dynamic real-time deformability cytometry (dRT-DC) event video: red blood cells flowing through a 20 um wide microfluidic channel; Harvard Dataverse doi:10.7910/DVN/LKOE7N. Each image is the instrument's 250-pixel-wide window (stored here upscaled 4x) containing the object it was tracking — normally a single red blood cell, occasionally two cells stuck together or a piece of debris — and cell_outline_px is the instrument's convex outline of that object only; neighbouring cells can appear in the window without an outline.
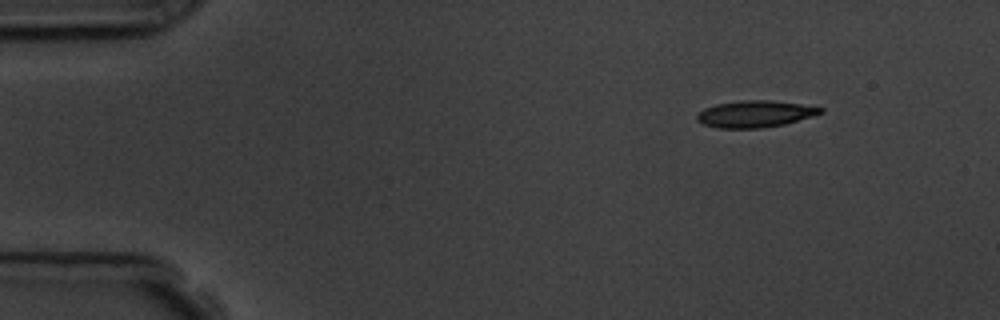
{"species": "common noctule bat (a hibernating species)", "species_latin": "Nyctalus noctula", "temperature_condition": "room temperature", "stored_images_in_passage": 51, "camera_frame_rate_fps": 3000, "um_per_image_px": 0.085, "animal": {"sex": "male", "body_mass_g": 19.5, "forearm_length_mm": 54.6}, "frame": {"image": 1, "passage_image": 2, "time_ms": 0.333, "image_size_px": [1000, 320], "cell_outline_px": [[824, 112], [812, 116], [784, 124], [760, 128], [716, 128], [704, 124], [696, 120], [696, 116], [704, 108], [716, 104], [740, 100], [768, 100], [800, 104], [824, 108]], "centroid_in_image_um": [64.16, 9.68], "position_along_channel_um": 20.8, "area_um2": 19.13}}
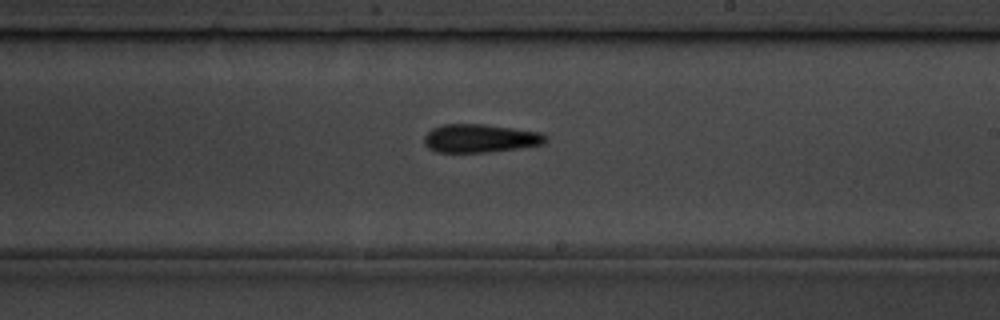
{"frame": {"image": 2, "passage_image": 28, "time_ms": 9.0, "image_size_px": [1000, 320], "cell_outline_px": [[548, 140], [544, 144], [488, 152], [436, 152], [428, 148], [424, 144], [424, 136], [432, 128], [444, 124], [484, 124], [540, 132], [548, 136]], "centroid_in_image_um": [40.8, 11.75], "position_along_channel_um": 248.2, "area_um2": 20.06}}
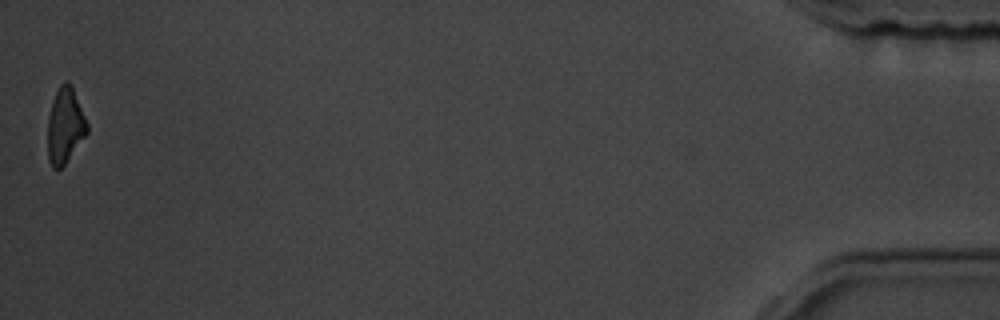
{"frame": {"image": 3, "passage_image": 51, "time_ms": 16.667, "image_size_px": [1000, 320], "cell_outline_px": [[88, 132], [64, 164], [60, 168], [52, 168], [48, 160], [48, 120], [52, 100], [60, 84], [64, 80], [68, 80], [72, 84], [88, 124]], "centroid_in_image_um": [5.53, 10.63], "position_along_channel_um": 429.7, "area_um2": 17.34}, "authors_computed_cell_mechanics": {"area_um2": 19.4208, "velocity_mm_per_s": 3.6321, "shape_relaxation_time_tau1_ms": 4.425, "shape_relaxation_time_tau2_ms": 8.5945, "deformation_change_tau1": 0.1268, "deformation_change_tau2": 0.2012}}